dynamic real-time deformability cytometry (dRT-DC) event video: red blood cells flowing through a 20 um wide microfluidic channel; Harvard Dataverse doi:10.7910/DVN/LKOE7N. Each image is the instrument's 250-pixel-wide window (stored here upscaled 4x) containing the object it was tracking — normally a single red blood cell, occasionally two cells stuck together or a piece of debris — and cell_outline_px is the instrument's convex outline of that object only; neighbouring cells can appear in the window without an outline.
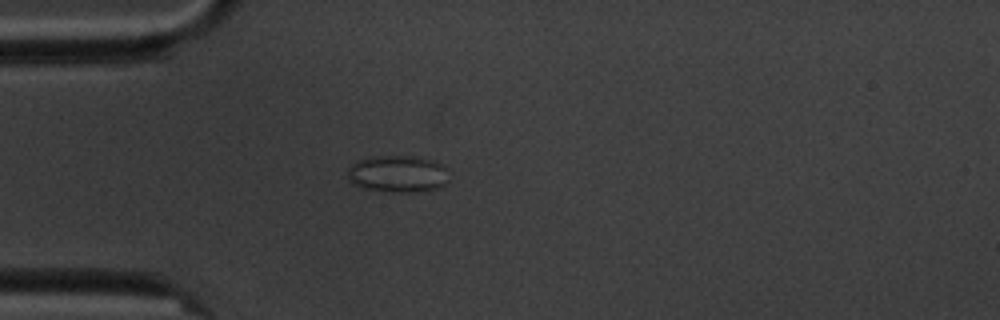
{"species": "common noctule bat (a hibernating species)", "species_latin": "Nyctalus noctula", "temperature_condition": "cold", "stored_images_in_passage": 10, "camera_frame_rate_fps": 3000, "um_per_image_px": 0.085, "animal": {"sex": "male", "body_mass_g": 20.1, "forearm_length_mm": 53.5}, "frame": {"image": 1, "passage_image": 5, "time_ms": 4.667, "image_size_px": [1000, 320], "cell_outline_px": [[448, 180], [444, 184], [436, 188], [420, 192], [388, 192], [360, 188], [352, 184], [348, 180], [348, 168], [356, 160], [368, 156], [416, 156], [436, 160], [444, 168]], "centroid_in_image_um": [33.75, 14.78], "position_along_channel_um": 51.3, "area_um2": 22.2}}
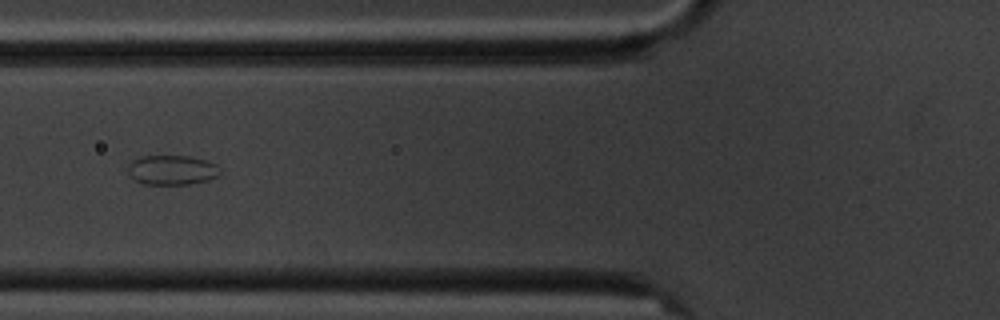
{"frame": {"image": 2, "passage_image": 7, "time_ms": 6.667, "image_size_px": [1000, 320], "cell_outline_px": [[220, 172], [216, 176], [208, 180], [188, 184], [144, 184], [128, 176], [128, 164], [132, 160], [140, 156], [188, 156], [204, 160], [216, 164]], "centroid_in_image_um": [14.56, 14.45], "position_along_channel_um": 111.2, "area_um2": 15.84}}
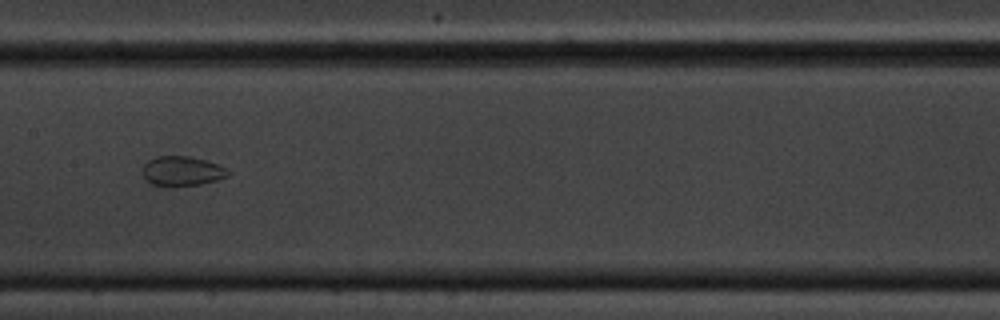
{"frame": {"image": 3, "passage_image": 9, "time_ms": 9.0, "image_size_px": [1000, 320], "cell_outline_px": [[232, 172], [228, 176], [216, 180], [200, 184], [172, 188], [152, 184], [144, 176], [144, 164], [148, 160], [156, 156], [188, 156], [204, 160], [228, 168]], "centroid_in_image_um": [15.5, 14.56], "position_along_channel_um": 191.9, "area_um2": 14.91}}